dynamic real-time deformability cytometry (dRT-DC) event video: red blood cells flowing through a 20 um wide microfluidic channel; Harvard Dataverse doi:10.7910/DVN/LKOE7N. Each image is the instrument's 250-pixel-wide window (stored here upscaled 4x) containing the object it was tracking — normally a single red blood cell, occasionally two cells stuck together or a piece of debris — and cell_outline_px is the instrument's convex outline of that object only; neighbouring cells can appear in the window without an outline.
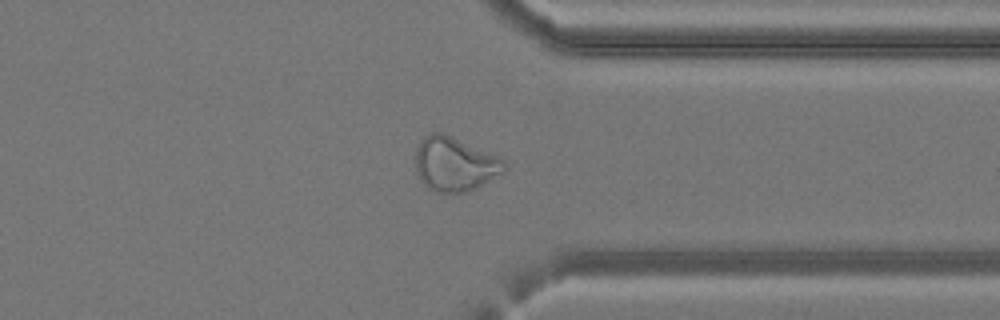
{"species": "common noctule bat (a hibernating species)", "species_latin": "Nyctalus noctula", "temperature_condition": "cold", "stored_images_in_passage": 33, "camera_frame_rate_fps": 3000, "um_per_image_px": 0.085, "animal": {"sex": "female", "body_mass_g": 24.6, "forearm_length_mm": 56.2}, "frame": {"image": 1, "passage_image": 24, "time_ms": 7.667, "image_size_px": [1000, 320], "cell_outline_px": [[504, 172], [476, 188], [468, 192], [436, 192], [428, 188], [424, 184], [416, 172], [416, 148], [420, 140], [424, 136], [432, 132], [444, 132], [500, 156], [504, 160]], "centroid_in_image_um": [38.65, 13.92], "position_along_channel_um": 372.8, "area_um2": 28.26}}